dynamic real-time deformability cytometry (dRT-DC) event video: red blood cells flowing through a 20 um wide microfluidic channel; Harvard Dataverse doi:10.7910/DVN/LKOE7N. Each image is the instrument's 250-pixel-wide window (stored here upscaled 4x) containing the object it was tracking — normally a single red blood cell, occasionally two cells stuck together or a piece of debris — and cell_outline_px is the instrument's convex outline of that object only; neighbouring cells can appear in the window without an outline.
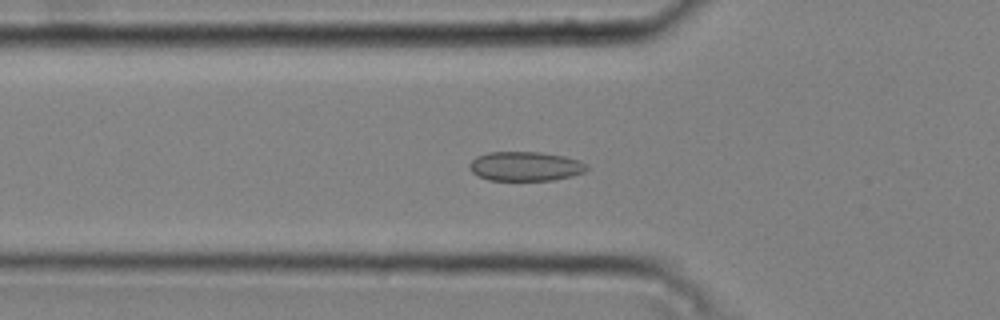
{"species": "common noctule bat (a hibernating species)", "species_latin": "Nyctalus noctula", "temperature_condition": "cold", "stored_images_in_passage": 35, "camera_frame_rate_fps": 3000, "um_per_image_px": 0.085, "animal": {"sex": "male", "body_mass_g": 20.4}, "frame": {"image": 1, "passage_image": 2, "time_ms": 0.333, "image_size_px": [1000, 320], "cell_outline_px": [[588, 168], [584, 172], [572, 176], [552, 180], [488, 180], [472, 172], [468, 168], [468, 164], [476, 156], [488, 152], [540, 152], [564, 156], [580, 160], [588, 164]], "centroid_in_image_um": [44.66, 14.13], "position_along_channel_um": 81.1, "area_um2": 20.17}}
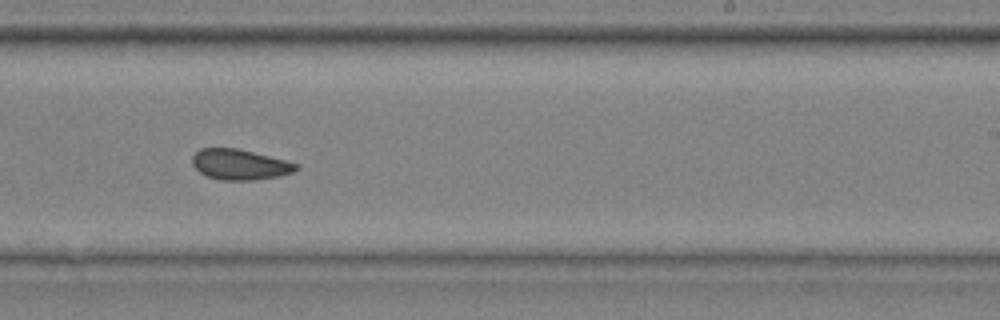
{"frame": {"image": 2, "passage_image": 17, "time_ms": 5.333, "image_size_px": [1000, 320], "cell_outline_px": [[300, 168], [292, 172], [280, 176], [252, 180], [220, 180], [208, 176], [200, 172], [192, 164], [192, 156], [200, 148], [236, 148], [300, 164]], "centroid_in_image_um": [20.38, 13.99], "position_along_channel_um": 268.6, "area_um2": 18.32}}
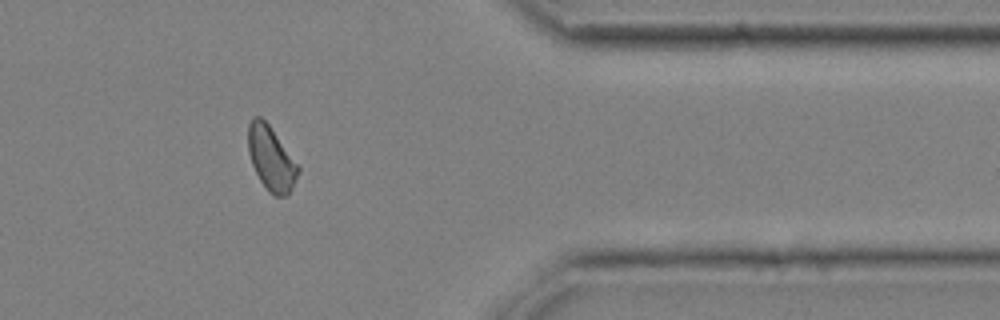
{"frame": {"image": 3, "passage_image": 28, "time_ms": 9.0, "image_size_px": [1000, 320], "cell_outline_px": [[300, 168], [296, 180], [288, 196], [276, 196], [268, 192], [260, 180], [252, 164], [248, 152], [248, 124], [252, 116], [260, 116], [268, 124]], "centroid_in_image_um": [23.03, 13.48], "position_along_channel_um": 388.4, "area_um2": 18.5}, "authors_computed_cell_mechanics": {"area_um2": 18.7272, "velocity_mm_per_s": 3.7512, "shape_relaxation_time_tau1_ms": 8.172, "shape_relaxation_time_tau2_ms": 2.8731, "deformation_change_tau1": 0.1083, "deformation_change_tau2": 0.0653}}